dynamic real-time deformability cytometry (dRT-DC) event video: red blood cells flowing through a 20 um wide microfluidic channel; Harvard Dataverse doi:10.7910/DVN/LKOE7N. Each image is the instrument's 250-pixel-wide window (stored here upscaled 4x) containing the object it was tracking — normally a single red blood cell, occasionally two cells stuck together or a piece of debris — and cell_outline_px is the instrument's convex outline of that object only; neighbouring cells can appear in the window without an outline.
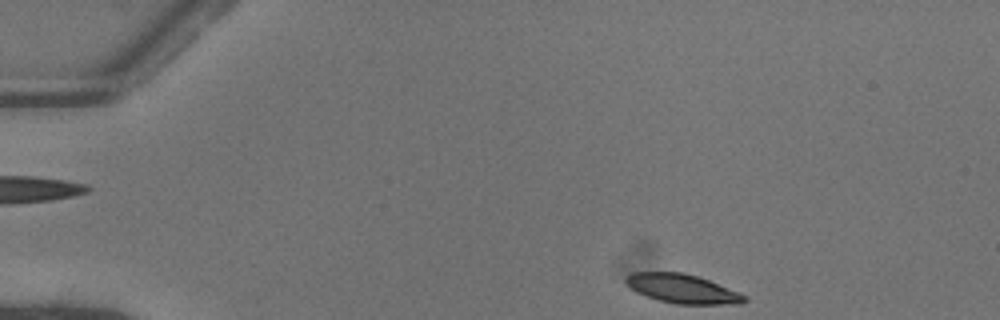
{"species": "common noctule bat (a hibernating species)", "species_latin": "Nyctalus noctula", "temperature_condition": "warm", "stored_images_in_passage": 44, "camera_frame_rate_fps": 3000, "um_per_image_px": 0.085, "animal": {"sex": "female"}, "frame": {"image": 1, "passage_image": 1, "time_ms": 0.0, "image_size_px": [1000, 320], "cell_outline_px": [[748, 300], [740, 304], [676, 304], [660, 300], [636, 292], [624, 280], [624, 276], [632, 272], [684, 272], [708, 280], [740, 292], [748, 296]], "centroid_in_image_um": [58.03, 24.54], "position_along_channel_um": 27.0, "area_um2": 20.06}}
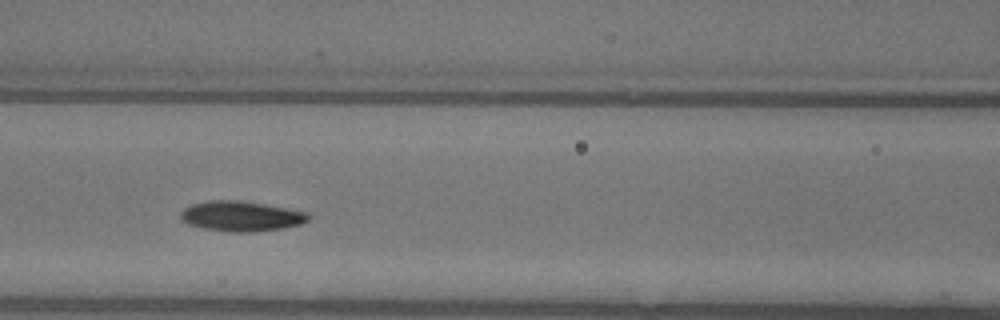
{"frame": {"image": 2, "passage_image": 16, "time_ms": 5.0, "image_size_px": [1000, 320], "cell_outline_px": [[312, 216], [308, 220], [300, 224], [284, 228], [248, 232], [228, 232], [204, 228], [188, 224], [180, 220], [180, 212], [184, 208], [192, 204], [208, 200], [240, 200], [264, 204], [308, 212]], "centroid_in_image_um": [20.48, 18.37], "position_along_channel_um": 146.1, "area_um2": 22.54}}
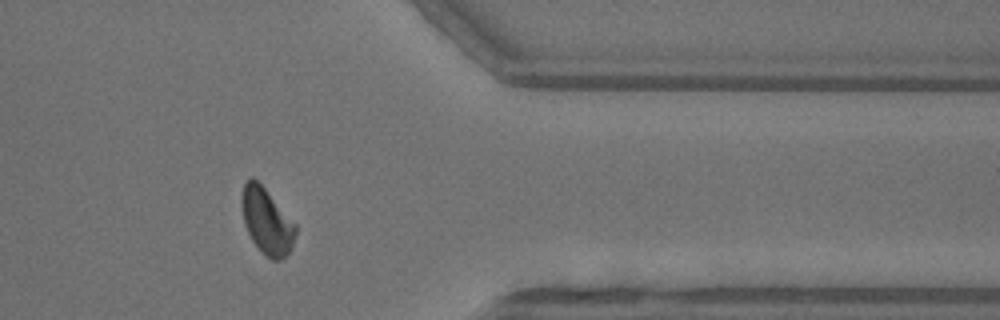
{"frame": {"image": 3, "passage_image": 35, "time_ms": 11.333, "image_size_px": [1000, 320], "cell_outline_px": [[296, 232], [292, 244], [288, 252], [280, 260], [272, 260], [252, 240], [244, 224], [240, 204], [244, 184], [252, 176], [264, 188], [296, 224]], "centroid_in_image_um": [22.65, 18.78], "position_along_channel_um": 388.7, "area_um2": 20.17}, "authors_computed_cell_mechanics": {"area_um2": 21.2415, "velocity_mm_per_s": 4.0594, "shape_relaxation_time_tau1_ms": 3.1312, "shape_relaxation_time_tau2_ms": 3.3346, "deformation_change_tau1": 0.1222, "deformation_change_tau2": 0.0881}}